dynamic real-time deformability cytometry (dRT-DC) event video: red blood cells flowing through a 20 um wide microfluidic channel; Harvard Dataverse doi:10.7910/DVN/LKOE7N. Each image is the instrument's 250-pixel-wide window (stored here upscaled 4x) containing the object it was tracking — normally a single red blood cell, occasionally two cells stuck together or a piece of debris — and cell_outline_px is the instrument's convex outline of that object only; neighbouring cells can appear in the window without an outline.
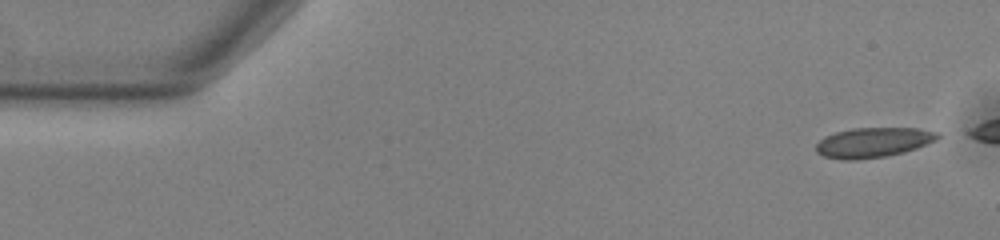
{"species": "common noctule bat (a hibernating species)", "species_latin": "Nyctalus noctula", "temperature_condition": "warm", "stored_images_in_passage": 46, "camera_frame_rate_fps": 3000, "um_per_image_px": 0.085, "animal": {"sex": "male", "body_mass_g": 13.0, "forearm_length_mm": 53.1}, "frame": {"image": 1, "passage_image": 1, "time_ms": 0.0, "image_size_px": [1000, 240], "cell_outline_px": [[940, 136], [936, 140], [916, 148], [904, 152], [884, 156], [856, 160], [840, 160], [824, 156], [816, 152], [816, 144], [824, 136], [836, 132], [852, 128], [916, 128], [940, 132]], "centroid_in_image_um": [74.21, 12.1], "position_along_channel_um": 10.8, "area_um2": 21.21}}
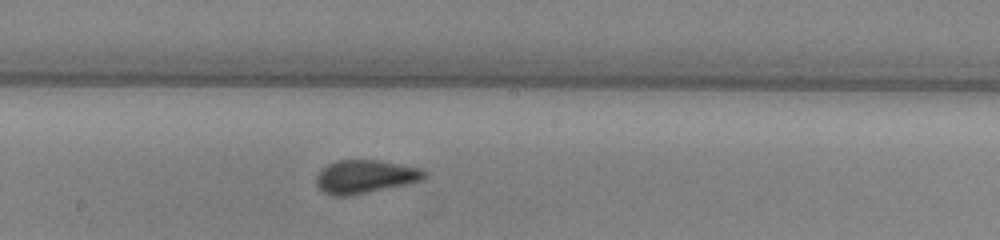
{"frame": {"image": 2, "passage_image": 27, "time_ms": 8.667, "image_size_px": [1000, 240], "cell_outline_px": [[428, 176], [420, 180], [408, 184], [348, 196], [332, 196], [324, 192], [316, 184], [316, 176], [328, 164], [336, 160], [376, 160], [400, 164], [420, 168], [428, 172]], "centroid_in_image_um": [31.05, 15.01], "position_along_channel_um": 217.1, "area_um2": 20.92}}
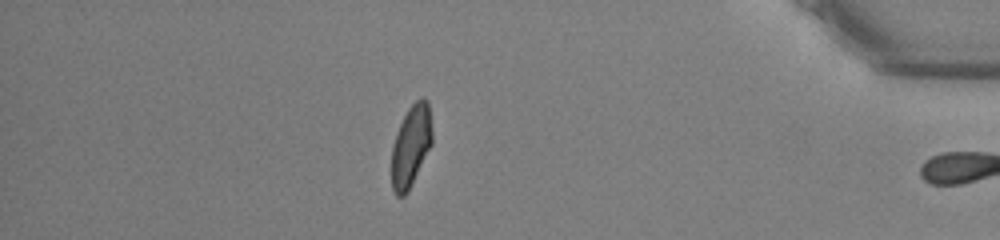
{"frame": {"image": 3, "passage_image": 45, "time_ms": 14.667, "image_size_px": [1000, 240], "cell_outline_px": [[432, 144], [408, 192], [404, 196], [396, 196], [392, 188], [392, 148], [396, 132], [408, 108], [420, 96], [424, 96], [428, 100], [432, 128]], "centroid_in_image_um": [34.94, 12.38], "position_along_channel_um": 400.3, "area_um2": 19.42}, "authors_computed_cell_mechanics": {"area_um2": 20.23, "velocity_mm_per_s": 3.7907, "shape_relaxation_time_tau1_ms": 6.5796, "shape_relaxation_time_tau2_ms": 1.0339, "deformation_change_tau1": 0.1319, "deformation_change_tau2": 0.0563}}